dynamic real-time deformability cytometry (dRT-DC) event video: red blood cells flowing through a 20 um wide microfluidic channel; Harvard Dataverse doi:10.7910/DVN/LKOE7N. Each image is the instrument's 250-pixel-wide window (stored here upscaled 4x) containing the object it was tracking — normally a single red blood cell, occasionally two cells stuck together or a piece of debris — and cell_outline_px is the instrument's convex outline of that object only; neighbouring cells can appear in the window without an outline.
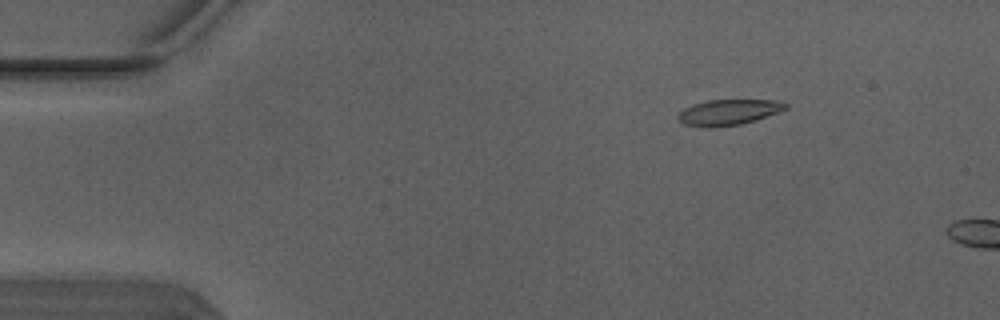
{"species": "Egyptian fruit bat (a non-hibernating species)", "species_latin": "Rousettus aegyptiacus", "temperature_condition": "warm", "stored_images_in_passage": 3, "camera_frame_rate_fps": 3000, "um_per_image_px": 0.085, "animal": {"sex": "male"}, "frame": {"image": 1, "passage_image": 2, "time_ms": 0.333, "image_size_px": [1000, 320], "cell_outline_px": [[788, 108], [756, 120], [740, 124], [708, 128], [684, 124], [676, 120], [676, 116], [684, 108], [692, 104], [708, 100], [784, 100], [788, 104]], "centroid_in_image_um": [61.91, 9.53], "position_along_channel_um": 23.1, "area_um2": 16.24}}